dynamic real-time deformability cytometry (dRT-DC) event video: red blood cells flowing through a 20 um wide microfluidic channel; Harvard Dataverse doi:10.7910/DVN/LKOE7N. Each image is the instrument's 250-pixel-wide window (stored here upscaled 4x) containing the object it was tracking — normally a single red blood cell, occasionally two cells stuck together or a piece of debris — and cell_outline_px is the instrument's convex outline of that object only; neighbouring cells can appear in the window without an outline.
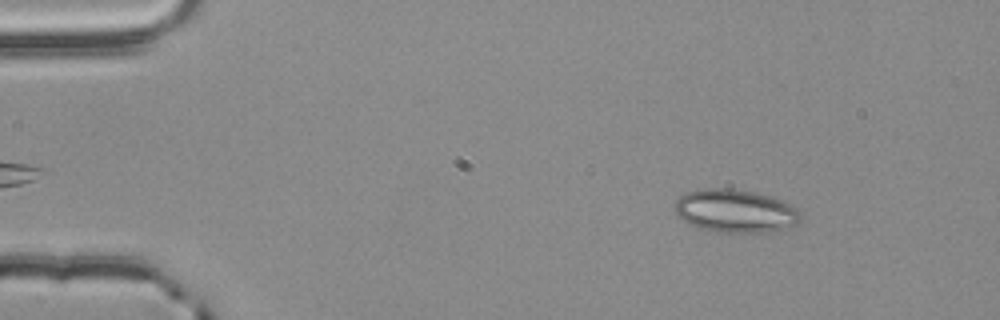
{"species": "common noctule bat (a hibernating species)", "species_latin": "Nyctalus noctula", "temperature_condition": "room temperature", "stored_images_in_passage": 54, "camera_frame_rate_fps": 3000, "um_per_image_px": 0.085, "animal": {"sex": "male", "body_mass_g": 20.4}, "frame": {"image": 1, "passage_image": 7, "time_ms": 2.0, "image_size_px": [1000, 320], "cell_outline_px": [[800, 224], [760, 232], [720, 232], [696, 228], [684, 220], [672, 208], [672, 204], [680, 196], [688, 192], [704, 188], [732, 188], [772, 196], [784, 200], [796, 208], [800, 216]], "centroid_in_image_um": [62.47, 17.91], "position_along_channel_um": 22.5, "area_um2": 31.56}}
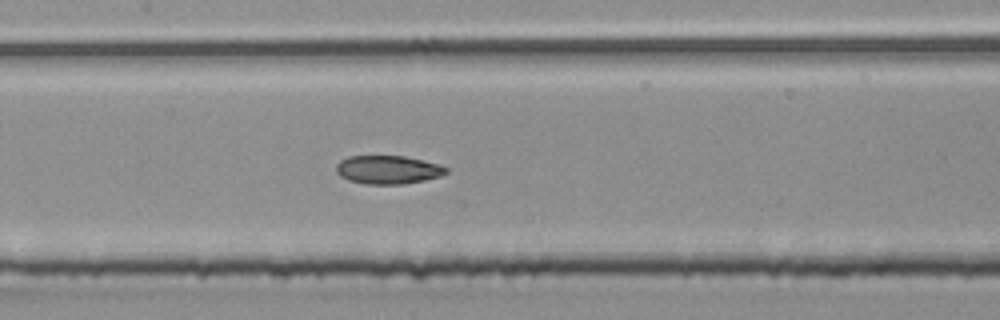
{"frame": {"image": 2, "passage_image": 26, "time_ms": 8.333, "image_size_px": [1000, 320], "cell_outline_px": [[448, 172], [440, 176], [424, 180], [404, 184], [364, 184], [348, 180], [340, 176], [336, 172], [336, 164], [340, 160], [348, 156], [404, 156], [440, 164], [448, 168]], "centroid_in_image_um": [32.96, 14.43], "position_along_channel_um": 174.4, "area_um2": 18.32}}
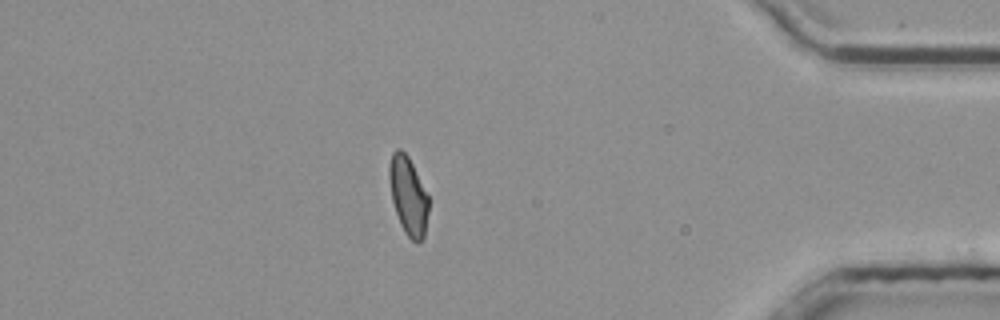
{"frame": {"image": 3, "passage_image": 47, "time_ms": 15.333, "image_size_px": [1000, 320], "cell_outline_px": [[428, 212], [424, 236], [420, 244], [416, 244], [404, 232], [400, 224], [392, 200], [388, 176], [388, 164], [392, 152], [396, 148], [400, 148], [408, 156], [428, 196]], "centroid_in_image_um": [34.68, 16.64], "position_along_channel_um": 400.5, "area_um2": 17.98}, "authors_computed_cell_mechanics": {"area_um2": 18.6694, "velocity_mm_per_s": 3.8133, "shape_relaxation_time_tau1_ms": null, "shape_relaxation_time_tau2_ms": 2.7269, "deformation_change_tau1": null, "deformation_change_tau2": 0.0827}}